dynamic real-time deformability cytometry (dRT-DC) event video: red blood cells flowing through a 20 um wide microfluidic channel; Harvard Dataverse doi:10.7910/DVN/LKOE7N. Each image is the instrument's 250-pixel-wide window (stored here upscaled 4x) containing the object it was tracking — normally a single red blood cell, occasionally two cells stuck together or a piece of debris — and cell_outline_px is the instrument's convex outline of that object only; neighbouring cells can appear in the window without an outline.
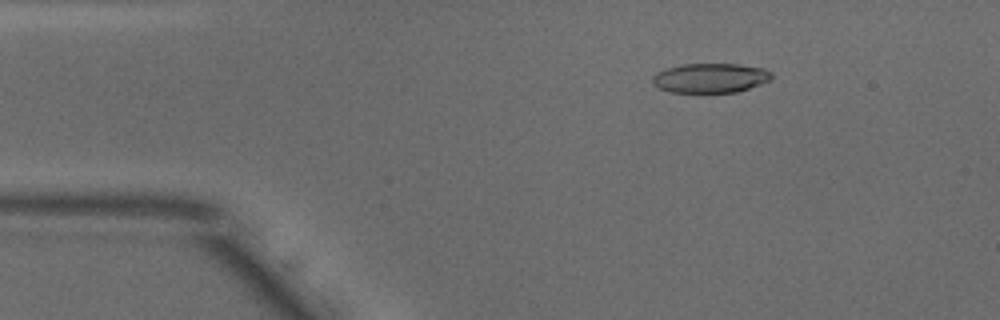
{"species": "common noctule bat (a hibernating species)", "species_latin": "Nyctalus noctula", "temperature_condition": "warm", "stored_images_in_passage": 50, "camera_frame_rate_fps": 3000, "um_per_image_px": 0.085, "animal": {"sex": "male", "body_mass_g": 18.8}, "frame": {"image": 1, "passage_image": 7, "time_ms": 2.0, "image_size_px": [1000, 320], "cell_outline_px": [[772, 80], [736, 92], [668, 92], [652, 84], [652, 76], [656, 72], [664, 68], [684, 64], [740, 64], [764, 68], [772, 72]], "centroid_in_image_um": [60.37, 6.62], "position_along_channel_um": 24.6, "area_um2": 20.63}}
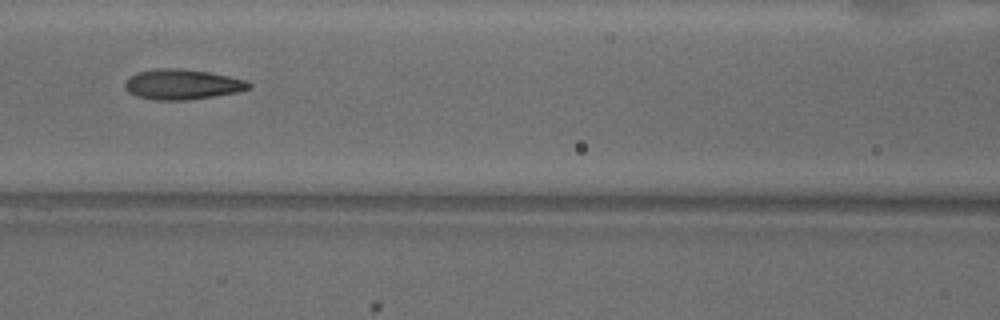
{"frame": {"image": 2, "passage_image": 21, "time_ms": 6.667, "image_size_px": [1000, 320], "cell_outline_px": [[252, 88], [236, 92], [188, 100], [152, 100], [136, 96], [128, 92], [124, 88], [124, 80], [128, 76], [136, 72], [156, 68], [180, 68], [208, 72], [248, 80], [252, 84]], "centroid_in_image_um": [15.44, 7.16], "position_along_channel_um": 151.2, "area_um2": 22.14}}
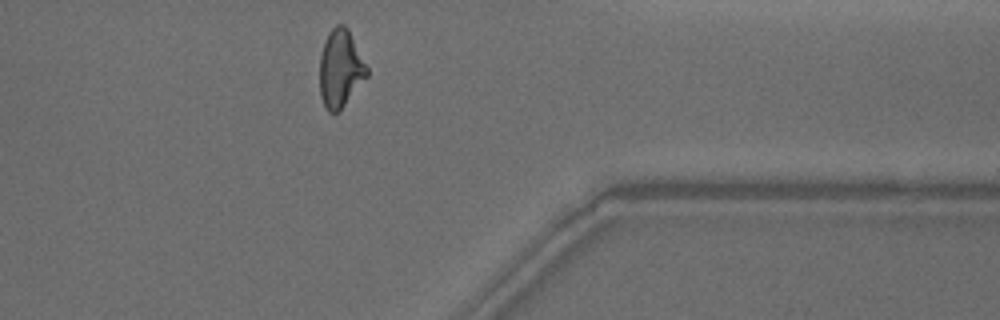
{"frame": {"image": 3, "passage_image": 40, "time_ms": 13.0, "image_size_px": [1000, 320], "cell_outline_px": [[368, 76], [340, 112], [328, 112], [320, 96], [320, 56], [324, 40], [328, 32], [336, 24], [344, 24], [348, 28], [368, 68]], "centroid_in_image_um": [28.94, 5.83], "position_along_channel_um": 382.5, "area_um2": 21.62}, "authors_computed_cell_mechanics": {"area_um2": 21.4727, "velocity_mm_per_s": 3.898, "shape_relaxation_time_tau1_ms": 5.5935, "shape_relaxation_time_tau2_ms": 1.9237, "deformation_change_tau1": 0.203, "deformation_change_tau2": 0.1072}}